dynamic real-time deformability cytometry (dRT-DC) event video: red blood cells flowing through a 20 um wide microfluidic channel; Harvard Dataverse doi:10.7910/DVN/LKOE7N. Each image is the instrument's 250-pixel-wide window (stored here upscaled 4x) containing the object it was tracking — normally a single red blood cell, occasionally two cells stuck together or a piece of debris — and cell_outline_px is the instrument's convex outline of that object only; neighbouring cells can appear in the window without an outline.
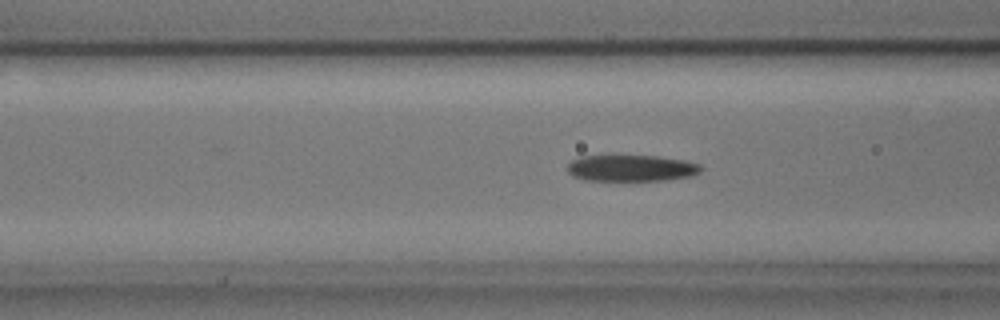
{"species": "common noctule bat (a hibernating species)", "species_latin": "Nyctalus noctula", "temperature_condition": "cold", "stored_images_in_passage": 54, "camera_frame_rate_fps": 3000, "um_per_image_px": 0.085, "animal": {"sex": "male", "body_mass_g": 17.9, "forearm_length_mm": 54.2}, "frame": {"image": 1, "passage_image": 20, "time_ms": 6.333, "image_size_px": [1000, 320], "cell_outline_px": [[704, 168], [700, 172], [692, 176], [668, 180], [584, 180], [572, 176], [568, 172], [568, 164], [572, 160], [580, 156], [656, 156], [684, 160], [700, 164]], "centroid_in_image_um": [53.69, 14.29], "position_along_channel_um": 112.9, "area_um2": 20.58}}
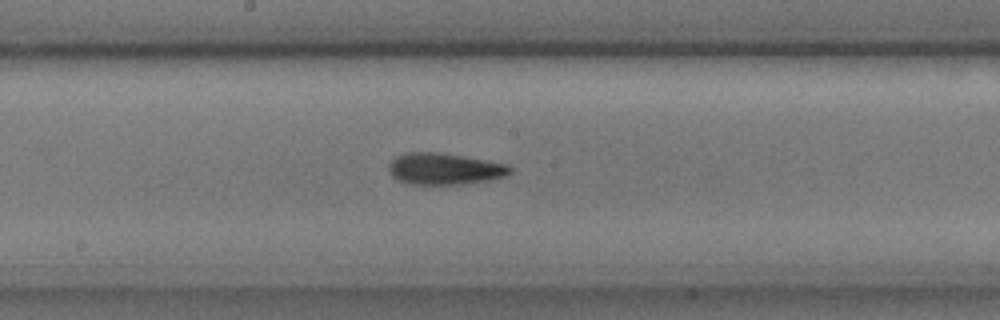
{"frame": {"image": 2, "passage_image": 28, "time_ms": 9.0, "image_size_px": [1000, 320], "cell_outline_px": [[512, 172], [504, 176], [488, 180], [460, 184], [408, 184], [392, 176], [388, 168], [392, 160], [396, 156], [408, 152], [440, 152], [464, 156], [508, 164], [512, 168]], "centroid_in_image_um": [37.79, 14.34], "position_along_channel_um": 210.4, "area_um2": 22.2}}
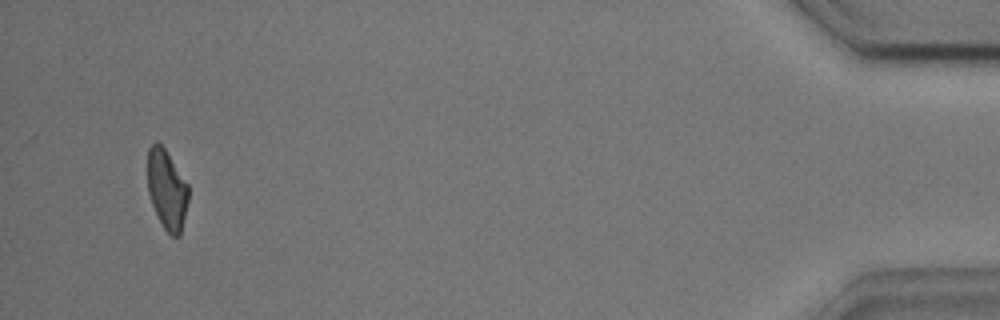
{"frame": {"image": 3, "passage_image": 52, "time_ms": 17.0, "image_size_px": [1000, 320], "cell_outline_px": [[188, 200], [180, 236], [172, 236], [164, 228], [152, 204], [148, 192], [148, 148], [156, 140], [164, 148], [188, 184]], "centroid_in_image_um": [14.18, 16.1], "position_along_channel_um": 421.0, "area_um2": 18.67}, "authors_computed_cell_mechanics": {"area_um2": 20.8658, "velocity_mm_per_s": 3.6383, "shape_relaxation_time_tau1_ms": 2.6788, "shape_relaxation_time_tau2_ms": 2.4941, "deformation_change_tau1": 0.1311, "deformation_change_tau2": 0.1142}}